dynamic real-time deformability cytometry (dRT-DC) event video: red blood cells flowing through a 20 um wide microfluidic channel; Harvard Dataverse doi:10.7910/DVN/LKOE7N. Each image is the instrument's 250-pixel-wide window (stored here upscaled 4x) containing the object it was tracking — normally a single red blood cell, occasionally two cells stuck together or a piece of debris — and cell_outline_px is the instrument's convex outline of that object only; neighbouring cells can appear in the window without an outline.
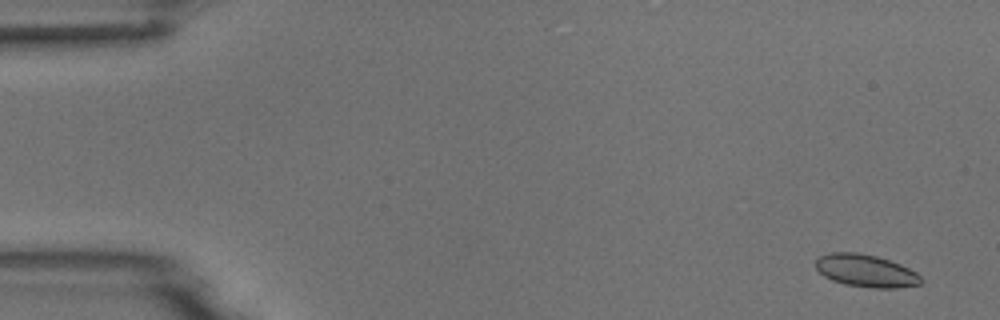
{"species": "common noctule bat (a hibernating species)", "species_latin": "Nyctalus noctula", "temperature_condition": "room temperature", "stored_images_in_passage": 5, "camera_frame_rate_fps": 3000, "um_per_image_px": 0.085, "animal": {"sex": "male", "body_mass_g": 18.8}, "frame": {"image": 1, "passage_image": 1, "time_ms": 0.0, "image_size_px": [1000, 320], "cell_outline_px": [[924, 280], [920, 284], [896, 288], [872, 288], [844, 284], [832, 280], [824, 276], [816, 268], [816, 256], [832, 252], [860, 252], [876, 256], [900, 264], [916, 272]], "centroid_in_image_um": [73.58, 23.01], "position_along_channel_um": 11.4, "area_um2": 20.06}}